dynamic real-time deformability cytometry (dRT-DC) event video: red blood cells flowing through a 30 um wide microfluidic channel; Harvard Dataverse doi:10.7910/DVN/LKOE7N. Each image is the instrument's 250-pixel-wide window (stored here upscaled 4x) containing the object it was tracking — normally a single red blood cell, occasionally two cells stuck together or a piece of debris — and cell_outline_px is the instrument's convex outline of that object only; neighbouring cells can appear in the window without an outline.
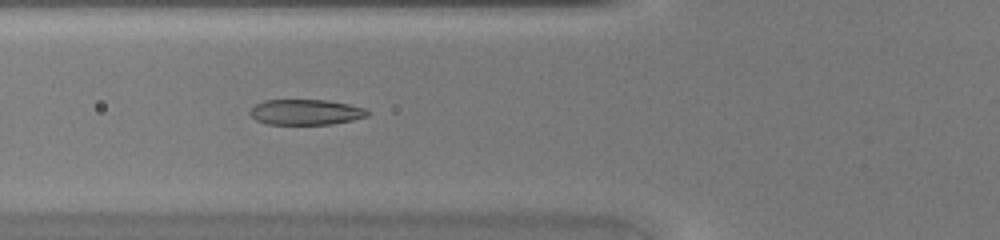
{"species": "common noctule bat (a hibernating species)", "species_latin": "Nyctalus noctula", "temperature_condition": "warm", "stored_images_in_passage": 46, "camera_frame_rate_fps": 3000, "um_per_image_px": 0.085, "animal": {"sex": "female", "body_mass_g": 20.0, "forearm_length_mm": 54.0}, "frame": {"image": 1, "passage_image": 18, "time_ms": 5.667, "image_size_px": [1000, 240], "cell_outline_px": [[368, 116], [352, 120], [332, 124], [268, 124], [256, 120], [248, 112], [256, 104], [264, 100], [328, 100], [348, 104], [364, 108], [368, 112]], "centroid_in_image_um": [25.98, 9.53], "position_along_channel_um": 99.8, "area_um2": 17.34}}
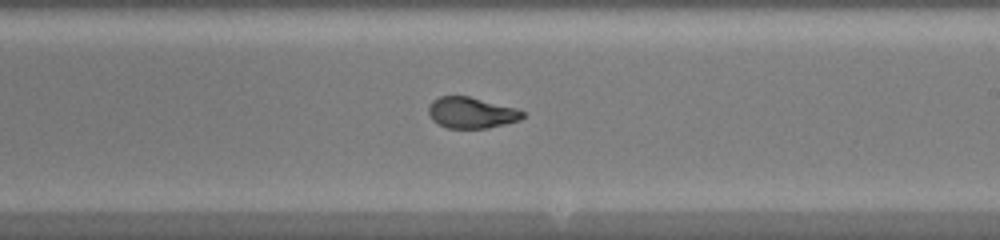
{"frame": {"image": 2, "passage_image": 28, "time_ms": 9.0, "image_size_px": [1000, 240], "cell_outline_px": [[524, 116], [520, 120], [488, 128], [448, 128], [432, 120], [428, 112], [428, 108], [432, 100], [440, 96], [468, 96], [516, 108], [524, 112]], "centroid_in_image_um": [40.06, 9.58], "position_along_channel_um": 248.9, "area_um2": 16.94}}
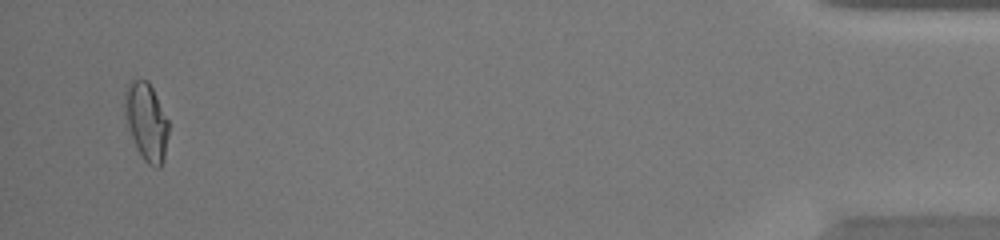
{"frame": {"image": 3, "passage_image": 45, "time_ms": 14.667, "image_size_px": [1000, 240], "cell_outline_px": [[168, 136], [164, 160], [160, 168], [156, 168], [148, 164], [144, 160], [136, 148], [128, 124], [124, 108], [124, 92], [128, 84], [132, 80], [148, 80], [168, 120]], "centroid_in_image_um": [12.45, 10.36], "position_along_channel_um": 422.7, "area_um2": 19.65}}